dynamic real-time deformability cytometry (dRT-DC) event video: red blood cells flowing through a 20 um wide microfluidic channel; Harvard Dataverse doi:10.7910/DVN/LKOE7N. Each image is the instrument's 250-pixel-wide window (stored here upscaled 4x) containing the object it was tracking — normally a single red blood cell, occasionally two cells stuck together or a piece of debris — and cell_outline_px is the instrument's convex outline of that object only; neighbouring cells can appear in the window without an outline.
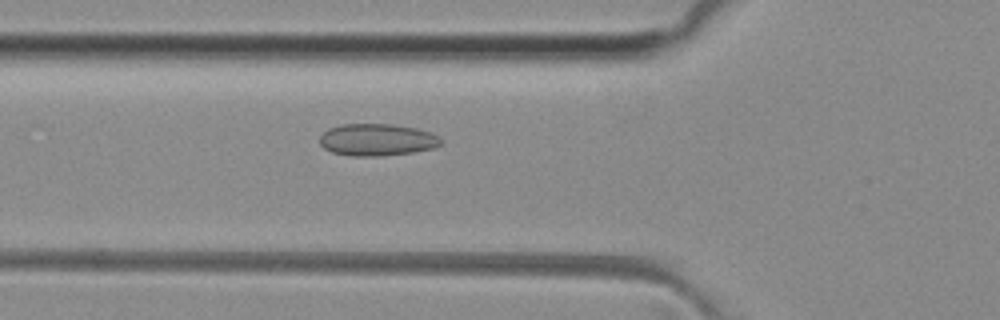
{"species": "common noctule bat (a hibernating species)", "species_latin": "Nyctalus noctula", "temperature_condition": "room temperature", "stored_images_in_passage": 35, "camera_frame_rate_fps": 3000, "um_per_image_px": 0.085, "animal": {"sex": "female", "body_mass_g": 29.2, "forearm_length_mm": 56.3}, "frame": {"image": 1, "passage_image": 3, "time_ms": 0.667, "image_size_px": [1000, 320], "cell_outline_px": [[444, 140], [436, 148], [412, 152], [380, 156], [352, 156], [332, 152], [324, 148], [320, 144], [320, 136], [328, 128], [340, 124], [392, 124], [416, 128], [440, 136]], "centroid_in_image_um": [32.06, 11.88], "position_along_channel_um": 93.7, "area_um2": 22.77}}
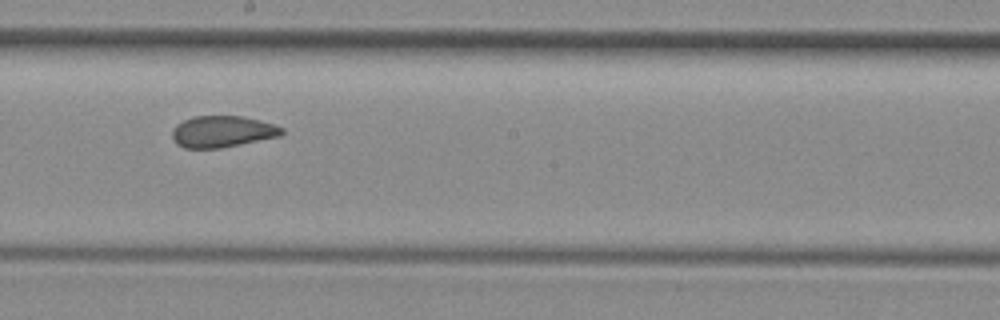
{"frame": {"image": 2, "passage_image": 13, "time_ms": 4.0, "image_size_px": [1000, 320], "cell_outline_px": [[284, 132], [280, 136], [220, 148], [184, 148], [176, 144], [172, 136], [172, 132], [176, 124], [192, 116], [244, 116], [260, 120], [284, 128]], "centroid_in_image_um": [18.89, 11.18], "position_along_channel_um": 229.3, "area_um2": 20.11}}
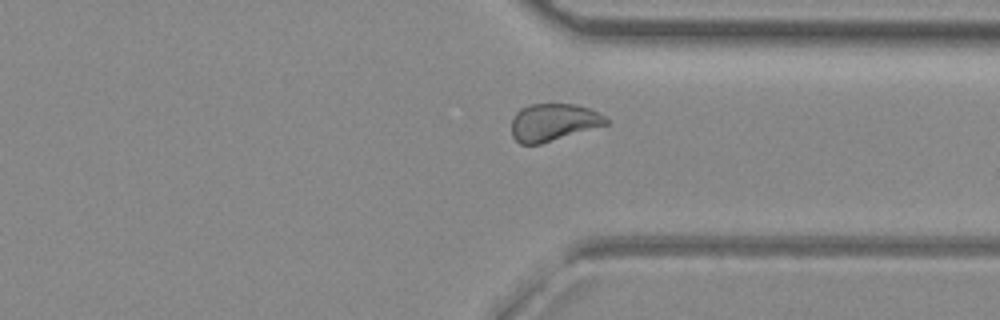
{"frame": {"image": 3, "passage_image": 23, "time_ms": 7.333, "image_size_px": [1000, 320], "cell_outline_px": [[608, 124], [540, 144], [520, 144], [512, 136], [512, 120], [516, 112], [520, 108], [528, 104], [576, 104], [588, 108], [604, 116], [608, 120]], "centroid_in_image_um": [47.0, 10.39], "position_along_channel_um": 364.4, "area_um2": 20.46}}